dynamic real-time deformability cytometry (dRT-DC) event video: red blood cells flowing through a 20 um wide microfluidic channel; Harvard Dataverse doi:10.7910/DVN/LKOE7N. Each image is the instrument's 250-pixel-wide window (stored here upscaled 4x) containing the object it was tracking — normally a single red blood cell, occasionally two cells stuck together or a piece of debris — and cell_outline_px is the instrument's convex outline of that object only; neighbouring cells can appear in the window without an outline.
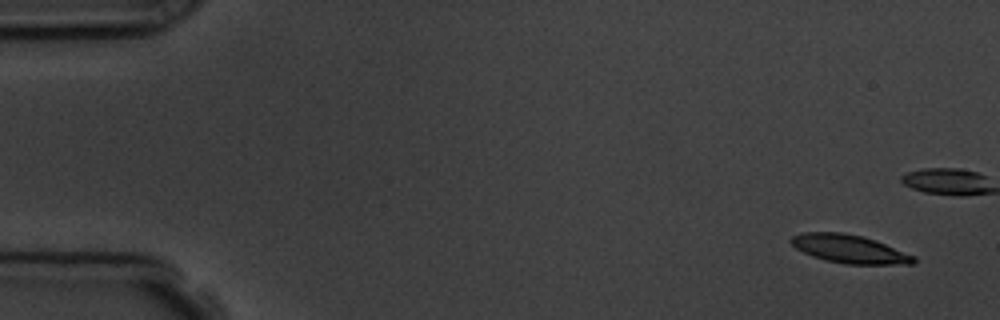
{"species": "common noctule bat (a hibernating species)", "species_latin": "Nyctalus noctula", "temperature_condition": "room temperature", "stored_images_in_passage": 10, "camera_frame_rate_fps": 3000, "um_per_image_px": 0.085, "animal": {"sex": "male", "body_mass_g": 19.5, "forearm_length_mm": 54.6}, "frame": {"image": 1, "passage_image": 1, "time_ms": 0.0, "image_size_px": [1000, 320], "cell_outline_px": [[916, 264], [844, 264], [824, 260], [812, 256], [796, 248], [788, 240], [792, 236], [804, 232], [844, 232], [864, 236], [916, 256]], "centroid_in_image_um": [72.2, 21.16], "position_along_channel_um": 12.8, "area_um2": 20.35}}
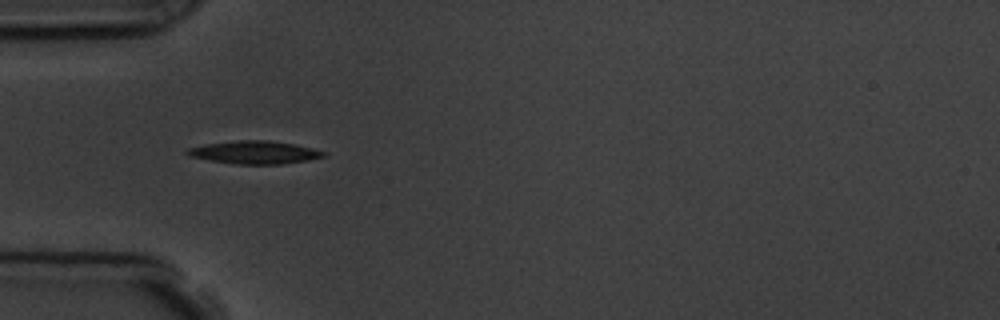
{"frame": {"image": 2, "passage_image": 5, "time_ms": 6.0, "image_size_px": [1000, 320], "cell_outline_px": [[328, 152], [324, 156], [308, 160], [280, 164], [236, 164], [188, 156], [184, 152], [188, 148], [204, 144], [240, 140], [268, 140], [292, 144], [312, 148]], "centroid_in_image_um": [21.62, 12.95], "position_along_channel_um": 63.4, "area_um2": 18.03}}
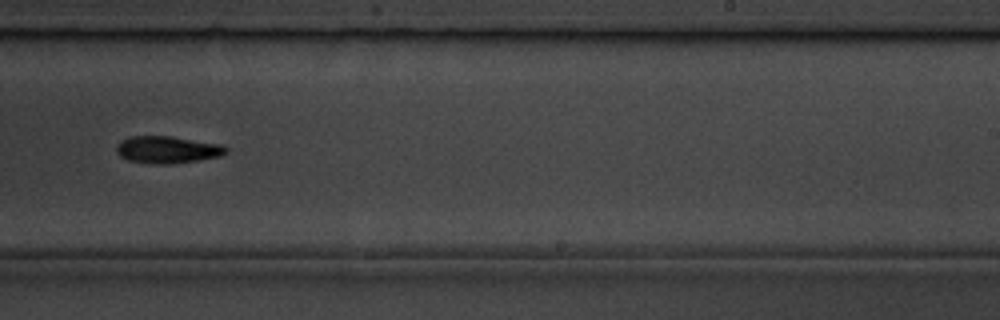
{"frame": {"image": 3, "passage_image": 10, "time_ms": 11.667, "image_size_px": [1000, 320], "cell_outline_px": [[228, 152], [220, 156], [200, 160], [172, 164], [152, 164], [128, 160], [120, 156], [116, 152], [116, 144], [120, 140], [128, 136], [172, 136], [220, 144], [228, 148]], "centroid_in_image_um": [14.2, 12.72], "position_along_channel_um": 274.8, "area_um2": 17.57}}